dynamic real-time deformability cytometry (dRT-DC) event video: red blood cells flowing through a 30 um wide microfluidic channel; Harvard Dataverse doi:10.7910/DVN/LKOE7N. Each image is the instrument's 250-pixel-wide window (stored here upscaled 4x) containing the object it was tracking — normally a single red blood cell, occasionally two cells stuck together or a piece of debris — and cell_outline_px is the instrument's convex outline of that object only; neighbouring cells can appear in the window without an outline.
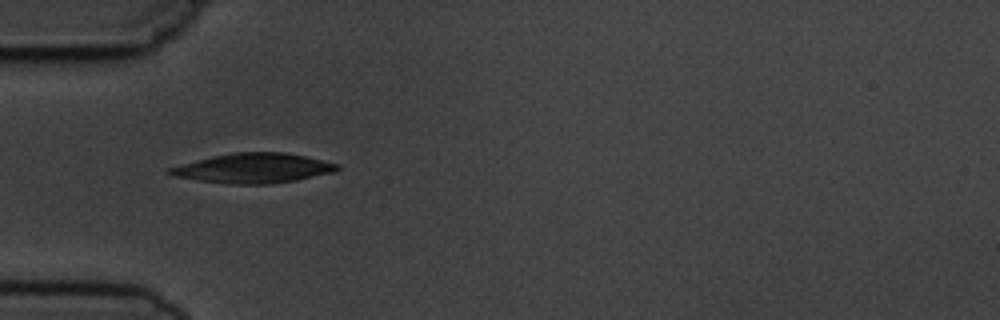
{"species": "common noctule bat (a hibernating species)", "species_latin": "Nyctalus noctula", "temperature_condition": "cold", "stored_images_in_passage": 1, "camera_frame_rate_fps": 3000, "um_per_image_px": 0.085, "animal": {"sex": "male", "body_mass_g": 19.5, "forearm_length_mm": 54.6}, "frame": {"image": 1, "passage_image": 1, "time_ms": 0.0, "image_size_px": [1000, 320], "cell_outline_px": [[340, 168], [336, 172], [296, 180], [268, 184], [232, 184], [200, 180], [176, 176], [168, 172], [168, 168], [180, 164], [212, 156], [236, 152], [284, 152], [304, 156], [340, 164]], "centroid_in_image_um": [21.59, 14.29], "position_along_channel_um": 63.4, "area_um2": 28.78}}